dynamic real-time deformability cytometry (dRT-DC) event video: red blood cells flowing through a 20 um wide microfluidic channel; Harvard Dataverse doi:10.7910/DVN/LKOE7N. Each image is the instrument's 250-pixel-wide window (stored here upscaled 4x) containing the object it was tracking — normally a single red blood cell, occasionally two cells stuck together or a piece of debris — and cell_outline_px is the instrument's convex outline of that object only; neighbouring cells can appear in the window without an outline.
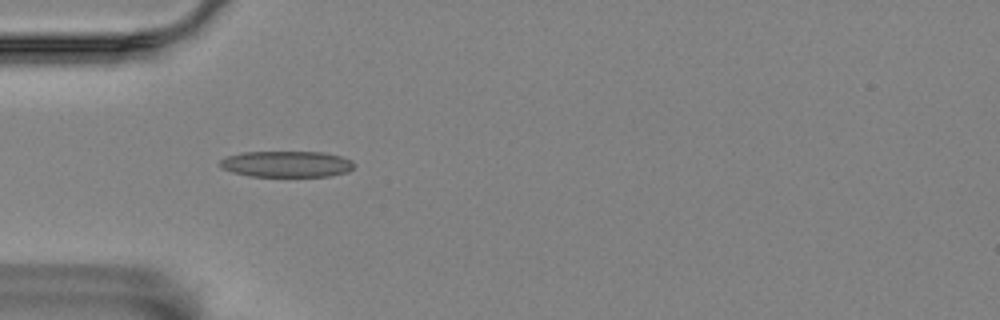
{"species": "Egyptian fruit bat (a non-hibernating species)", "species_latin": "Rousettus aegyptiacus", "temperature_condition": "room temperature", "stored_images_in_passage": 5, "camera_frame_rate_fps": 3000, "um_per_image_px": 0.085, "animal": {"sex": "female"}, "frame": {"image": 1, "passage_image": 4, "time_ms": 1.0, "image_size_px": [1000, 320], "cell_outline_px": [[356, 164], [348, 172], [328, 176], [248, 176], [232, 172], [220, 168], [220, 160], [228, 156], [240, 152], [324, 152], [340, 156], [352, 160]], "centroid_in_image_um": [24.36, 13.94], "position_along_channel_um": 60.6, "area_um2": 20.52}}
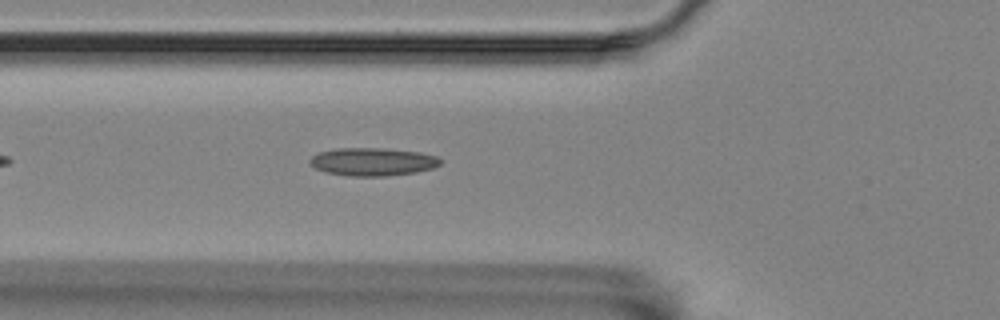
{"frame": {"image": 2, "passage_image": 5, "time_ms": 1.333, "image_size_px": [1000, 320], "cell_outline_px": [[440, 164], [432, 168], [416, 172], [384, 176], [348, 176], [324, 172], [316, 168], [308, 160], [312, 156], [320, 152], [336, 148], [384, 148], [420, 152], [436, 156], [440, 160]], "centroid_in_image_um": [31.66, 13.75], "position_along_channel_um": 94.1, "area_um2": 21.21}}